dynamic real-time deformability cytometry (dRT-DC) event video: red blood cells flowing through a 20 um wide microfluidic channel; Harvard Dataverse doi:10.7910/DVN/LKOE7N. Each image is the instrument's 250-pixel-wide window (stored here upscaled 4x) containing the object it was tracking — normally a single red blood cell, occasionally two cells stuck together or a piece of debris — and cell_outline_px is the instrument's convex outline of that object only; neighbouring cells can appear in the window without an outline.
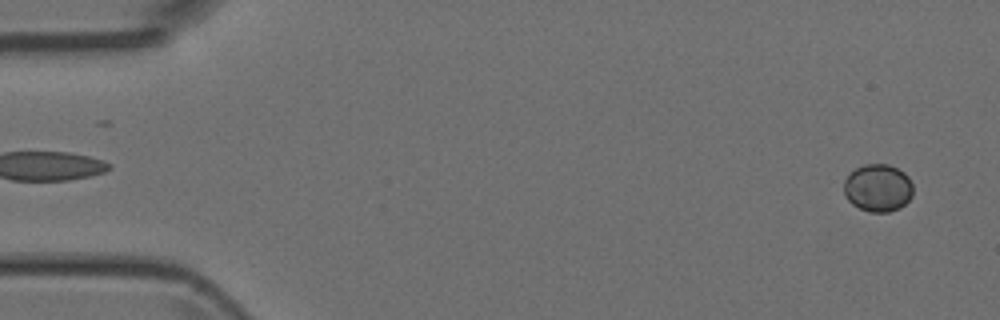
{"species": "Egyptian fruit bat (a non-hibernating species)", "species_latin": "Rousettus aegyptiacus", "temperature_condition": "room temperature", "stored_images_in_passage": 10, "camera_frame_rate_fps": 3000, "um_per_image_px": 0.085, "animal": {"sex": "female"}, "frame": {"image": 1, "passage_image": 2, "time_ms": 0.333, "image_size_px": [1000, 320], "cell_outline_px": [[912, 196], [900, 208], [888, 212], [868, 212], [852, 204], [844, 196], [844, 180], [856, 168], [864, 164], [888, 164], [904, 172], [908, 176], [912, 184]], "centroid_in_image_um": [74.62, 15.98], "position_along_channel_um": 10.4, "area_um2": 19.19}}